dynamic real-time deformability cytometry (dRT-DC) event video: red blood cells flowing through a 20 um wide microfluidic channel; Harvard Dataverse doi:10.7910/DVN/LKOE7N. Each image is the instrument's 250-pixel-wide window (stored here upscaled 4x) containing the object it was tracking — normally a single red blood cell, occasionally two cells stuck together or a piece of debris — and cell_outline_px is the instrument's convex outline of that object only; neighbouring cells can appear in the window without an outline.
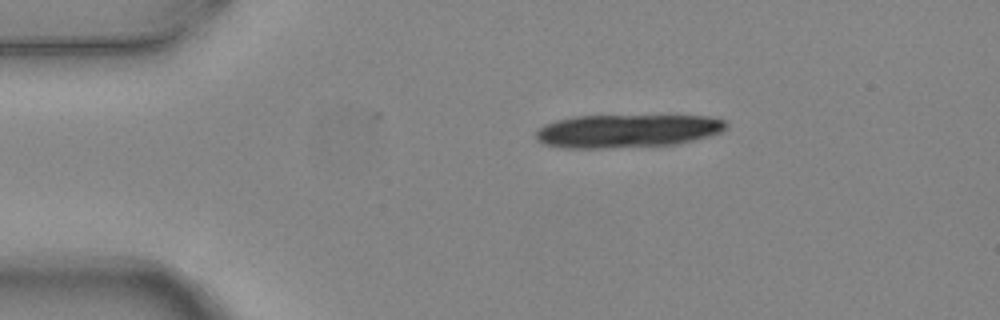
{"species": "common noctule bat (a hibernating species)", "species_latin": "Nyctalus noctula", "temperature_condition": "warm", "stored_images_in_passage": 2, "camera_frame_rate_fps": 3000, "um_per_image_px": 0.085, "animal": {"sex": "female", "body_mass_g": 24.6, "forearm_length_mm": 56.2}, "frame": {"image": 1, "passage_image": 2, "time_ms": 0.333, "image_size_px": [1000, 320], "cell_outline_px": [[728, 128], [712, 136], [680, 144], [604, 148], [564, 148], [544, 144], [536, 140], [536, 132], [544, 124], [556, 120], [572, 116], [712, 116], [724, 120], [728, 124]], "centroid_in_image_um": [53.34, 11.13], "position_along_channel_um": 31.7, "area_um2": 37.17}}